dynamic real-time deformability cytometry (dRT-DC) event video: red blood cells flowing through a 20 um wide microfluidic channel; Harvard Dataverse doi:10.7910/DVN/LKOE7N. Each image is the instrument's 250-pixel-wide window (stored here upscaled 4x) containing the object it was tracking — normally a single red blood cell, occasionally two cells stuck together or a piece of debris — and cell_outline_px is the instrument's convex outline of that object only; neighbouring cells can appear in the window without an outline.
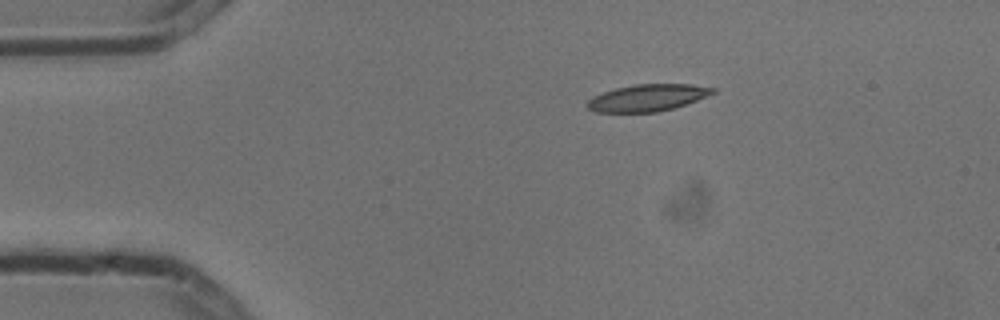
{"species": "common noctule bat (a hibernating species)", "species_latin": "Nyctalus noctula", "temperature_condition": "cold", "stored_images_in_passage": 4, "camera_frame_rate_fps": 3000, "um_per_image_px": 0.085, "animal": {"sex": "male", "body_mass_g": 13.3}, "frame": {"image": 1, "passage_image": 1, "time_ms": 0.0, "image_size_px": [1000, 320], "cell_outline_px": [[716, 92], [696, 100], [672, 108], [656, 112], [596, 112], [588, 108], [588, 100], [592, 96], [616, 88], [632, 84], [692, 84], [716, 88]], "centroid_in_image_um": [55.04, 8.3], "position_along_channel_um": 30.0, "area_um2": 19.48}}